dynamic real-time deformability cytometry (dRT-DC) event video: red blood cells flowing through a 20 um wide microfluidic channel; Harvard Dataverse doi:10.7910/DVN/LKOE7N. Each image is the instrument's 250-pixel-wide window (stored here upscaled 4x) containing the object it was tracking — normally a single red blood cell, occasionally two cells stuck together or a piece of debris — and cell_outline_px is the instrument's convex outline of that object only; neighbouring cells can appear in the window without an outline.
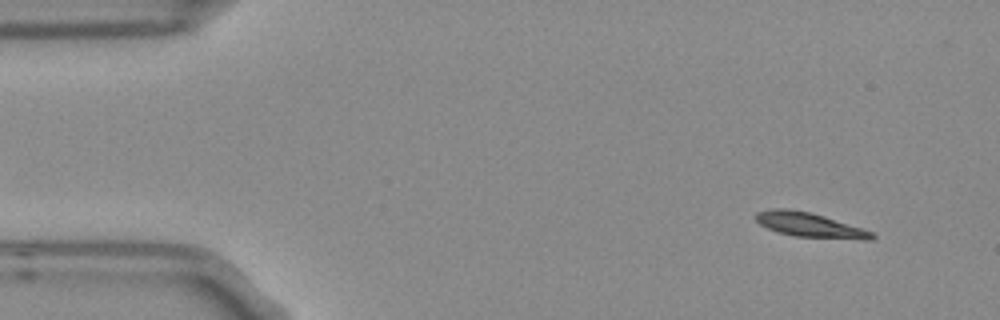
{"species": "Egyptian fruit bat (a non-hibernating species)", "species_latin": "Rousettus aegyptiacus", "temperature_condition": "room temperature", "stored_images_in_passage": 5, "camera_frame_rate_fps": 3000, "um_per_image_px": 0.085, "frame": {"image": 1, "passage_image": 1, "time_ms": 0.0, "image_size_px": [1000, 320], "cell_outline_px": [[876, 236], [872, 240], [864, 240], [796, 236], [780, 232], [768, 228], [760, 224], [756, 220], [756, 212], [772, 208], [788, 208], [808, 212], [824, 216], [872, 232]], "centroid_in_image_um": [68.82, 19.12], "position_along_channel_um": 16.2, "area_um2": 16.3}}
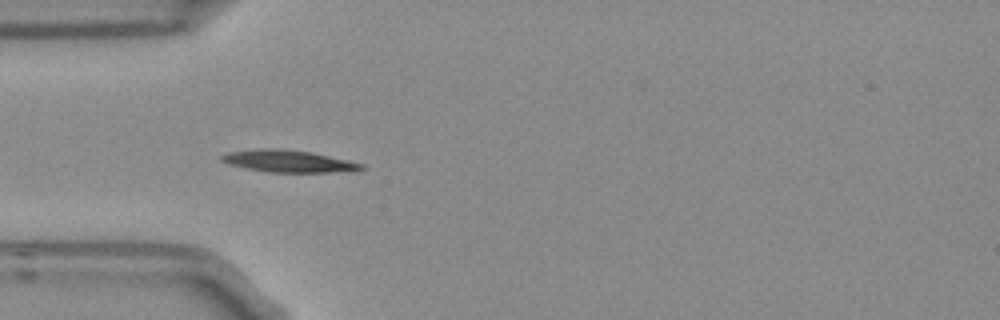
{"frame": {"image": 2, "passage_image": 4, "time_ms": 1.0, "image_size_px": [1000, 320], "cell_outline_px": [[364, 168], [328, 172], [268, 172], [228, 164], [220, 160], [220, 156], [228, 152], [268, 148], [276, 148], [312, 152], [348, 160], [364, 164]], "centroid_in_image_um": [24.46, 13.69], "position_along_channel_um": 60.5, "area_um2": 17.57}}
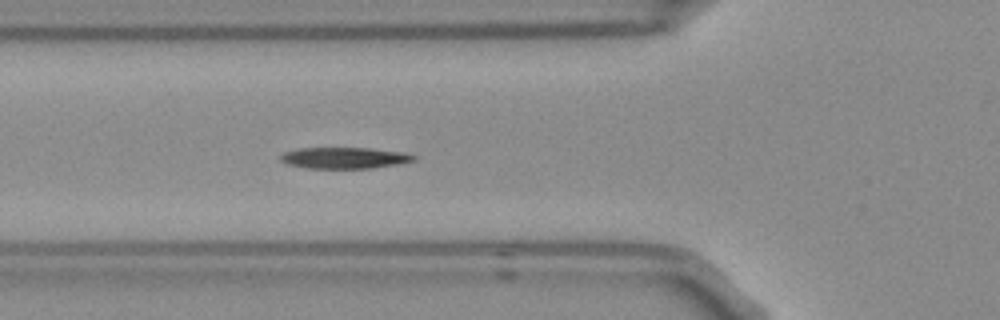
{"frame": {"image": 3, "passage_image": 5, "time_ms": 1.333, "image_size_px": [1000, 320], "cell_outline_px": [[416, 160], [400, 164], [372, 168], [308, 168], [288, 164], [280, 160], [280, 156], [284, 152], [300, 148], [368, 148], [404, 152], [416, 156]], "centroid_in_image_um": [29.31, 13.42], "position_along_channel_um": 96.5, "area_um2": 16.47}}